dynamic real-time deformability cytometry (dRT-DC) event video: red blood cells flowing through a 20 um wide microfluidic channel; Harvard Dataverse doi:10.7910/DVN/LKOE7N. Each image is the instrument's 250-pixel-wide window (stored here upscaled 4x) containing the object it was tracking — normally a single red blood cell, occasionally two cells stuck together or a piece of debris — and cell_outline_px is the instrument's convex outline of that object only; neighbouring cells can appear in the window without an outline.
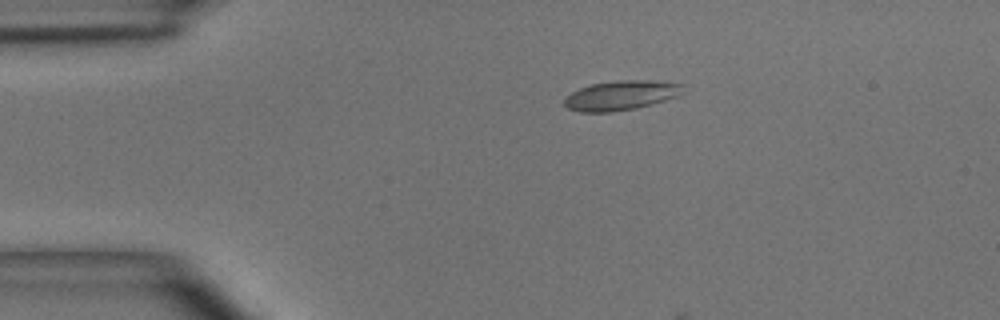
{"species": "common noctule bat (a hibernating species)", "species_latin": "Nyctalus noctula", "temperature_condition": "room temperature", "stored_images_in_passage": 4, "camera_frame_rate_fps": 3000, "um_per_image_px": 0.085, "animal": {"sex": "male", "body_mass_g": 15.6}, "frame": {"image": 1, "passage_image": 1, "time_ms": 0.0, "image_size_px": [1000, 320], "cell_outline_px": [[684, 92], [680, 96], [652, 104], [636, 108], [612, 112], [580, 112], [568, 108], [564, 104], [564, 100], [572, 92], [588, 84], [620, 80], [652, 80], [684, 84]], "centroid_in_image_um": [52.83, 8.1], "position_along_channel_um": 32.2, "area_um2": 20.63}}